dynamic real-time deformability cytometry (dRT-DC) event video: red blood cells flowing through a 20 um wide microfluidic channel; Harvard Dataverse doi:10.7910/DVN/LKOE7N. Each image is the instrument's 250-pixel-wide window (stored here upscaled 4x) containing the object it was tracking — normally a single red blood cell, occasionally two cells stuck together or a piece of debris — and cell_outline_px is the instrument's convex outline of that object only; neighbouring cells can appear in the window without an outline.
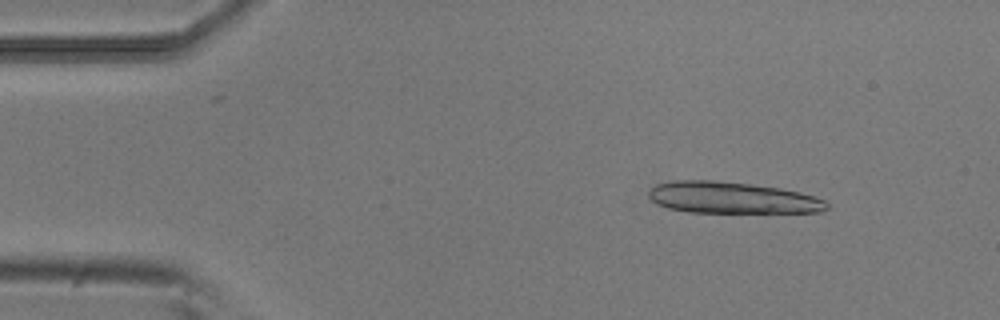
{"species": "common noctule bat (a hibernating species)", "species_latin": "Nyctalus noctula", "temperature_condition": "room temperature", "stored_images_in_passage": 51, "camera_frame_rate_fps": 3000, "um_per_image_px": 0.085, "animal": {"sex": "male", "body_mass_g": 20.5, "forearm_length_mm": 52.5}, "frame": {"image": 1, "passage_image": 6, "time_ms": 1.667, "image_size_px": [1000, 320], "cell_outline_px": [[828, 208], [820, 212], [688, 212], [668, 208], [656, 204], [648, 196], [648, 192], [656, 184], [676, 180], [712, 180], [748, 184], [780, 188], [800, 192], [824, 200], [828, 204]], "centroid_in_image_um": [62.19, 16.81], "position_along_channel_um": 22.8, "area_um2": 32.48}}
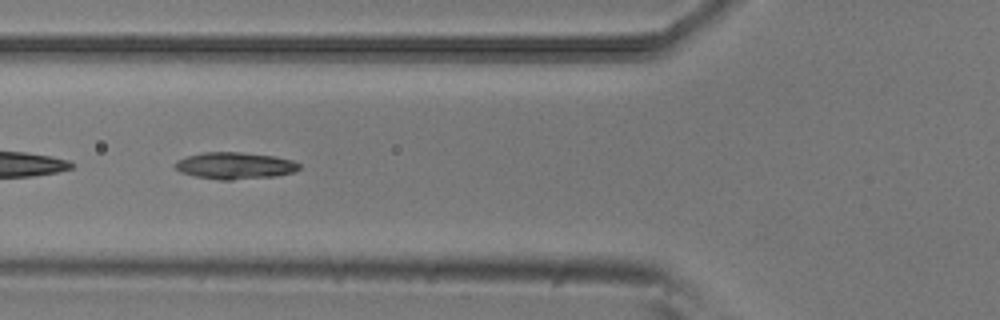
{"frame": {"image": 2, "passage_image": 19, "time_ms": 6.0, "image_size_px": [1000, 320], "cell_outline_px": [[300, 168], [292, 172], [276, 176], [232, 180], [220, 180], [196, 176], [180, 172], [172, 164], [176, 160], [188, 156], [204, 152], [240, 152], [272, 156], [292, 160], [300, 164]], "centroid_in_image_um": [19.93, 14.08], "position_along_channel_um": 105.9, "area_um2": 19.31}}
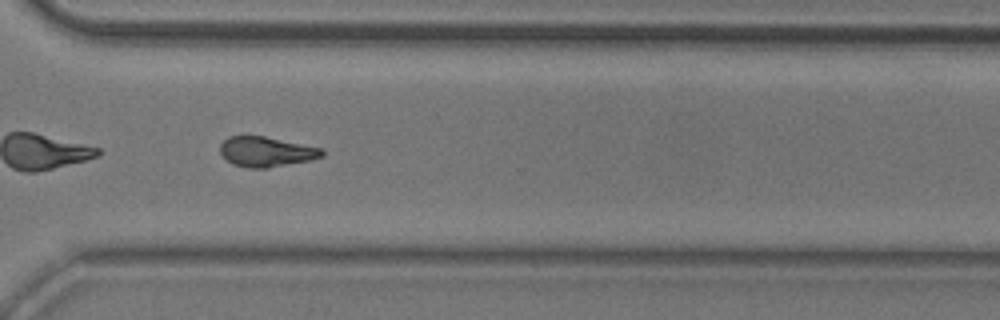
{"frame": {"image": 3, "passage_image": 38, "time_ms": 12.333, "image_size_px": [1000, 320], "cell_outline_px": [[324, 156], [312, 160], [268, 168], [248, 168], [232, 164], [220, 152], [220, 144], [228, 136], [264, 136], [324, 148]], "centroid_in_image_um": [22.67, 12.9], "position_along_channel_um": 347.9, "area_um2": 17.98}}